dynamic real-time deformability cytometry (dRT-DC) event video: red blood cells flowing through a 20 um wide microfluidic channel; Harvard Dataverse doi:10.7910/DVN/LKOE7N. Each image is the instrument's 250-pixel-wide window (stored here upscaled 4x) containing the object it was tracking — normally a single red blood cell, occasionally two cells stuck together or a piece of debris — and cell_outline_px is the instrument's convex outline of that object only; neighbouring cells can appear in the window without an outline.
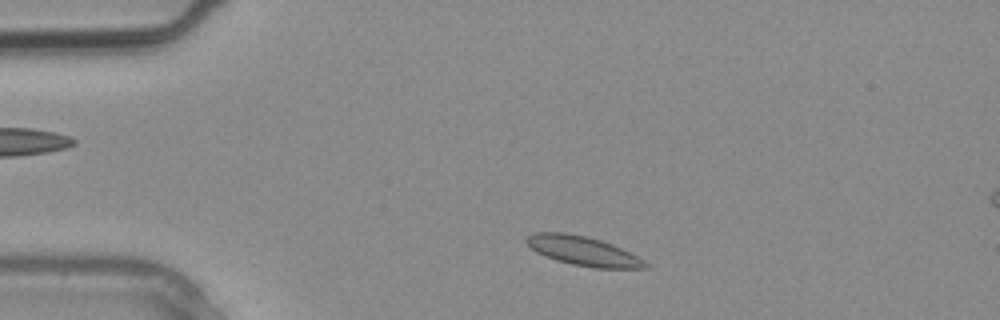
{"species": "common noctule bat (a hibernating species)", "species_latin": "Nyctalus noctula", "temperature_condition": "warm", "stored_images_in_passage": 3, "camera_frame_rate_fps": 3000, "um_per_image_px": 0.085, "animal": {"sex": "male", "body_mass_g": 20.4}, "frame": {"image": 1, "passage_image": 2, "time_ms": 0.333, "image_size_px": [1000, 320], "cell_outline_px": [[648, 268], [596, 268], [572, 264], [556, 260], [544, 256], [536, 252], [524, 240], [528, 236], [536, 232], [564, 232], [588, 236], [612, 244], [644, 260], [648, 264]], "centroid_in_image_um": [49.54, 21.32], "position_along_channel_um": 35.5, "area_um2": 20.11}}